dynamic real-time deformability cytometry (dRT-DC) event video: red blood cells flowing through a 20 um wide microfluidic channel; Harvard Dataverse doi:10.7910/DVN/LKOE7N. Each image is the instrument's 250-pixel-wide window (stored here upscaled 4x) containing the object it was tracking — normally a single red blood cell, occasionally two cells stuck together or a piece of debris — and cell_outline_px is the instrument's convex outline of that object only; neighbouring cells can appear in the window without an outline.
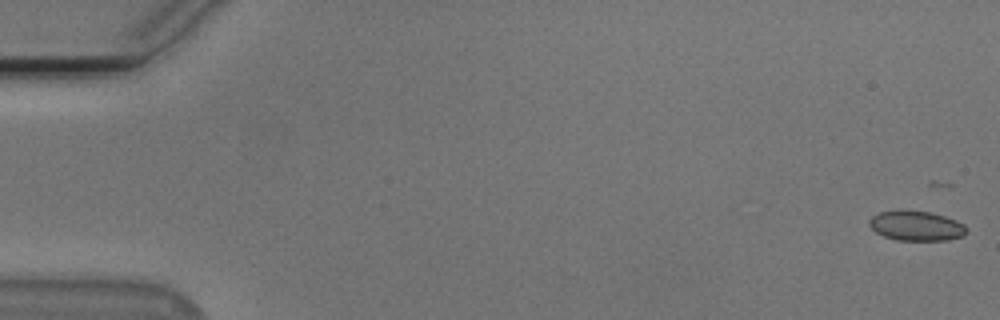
{"species": "Egyptian fruit bat (a non-hibernating species)", "species_latin": "Rousettus aegyptiacus", "temperature_condition": "cold", "stored_images_in_passage": 40, "camera_frame_rate_fps": 3000, "um_per_image_px": 0.085, "animal": {"sex": "male"}, "frame": {"image": 1, "passage_image": 1, "time_ms": 0.0, "image_size_px": [1000, 320], "cell_outline_px": [[968, 232], [964, 236], [948, 240], [896, 240], [884, 236], [876, 232], [868, 224], [868, 220], [872, 216], [880, 212], [896, 208], [908, 208], [928, 212], [944, 216], [956, 220], [964, 224]], "centroid_in_image_um": [77.86, 19.16], "position_along_channel_um": 7.1, "area_um2": 17.4}}
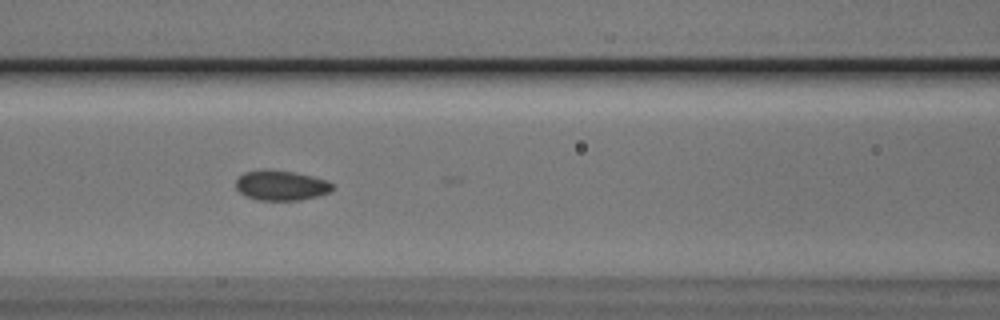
{"frame": {"image": 2, "passage_image": 24, "time_ms": 7.667, "image_size_px": [1000, 320], "cell_outline_px": [[332, 188], [328, 192], [316, 196], [300, 200], [256, 200], [240, 192], [236, 188], [236, 180], [244, 172], [264, 168], [268, 168], [292, 172], [312, 176], [328, 180], [332, 184]], "centroid_in_image_um": [23.86, 15.74], "position_along_channel_um": 142.7, "area_um2": 16.88}}
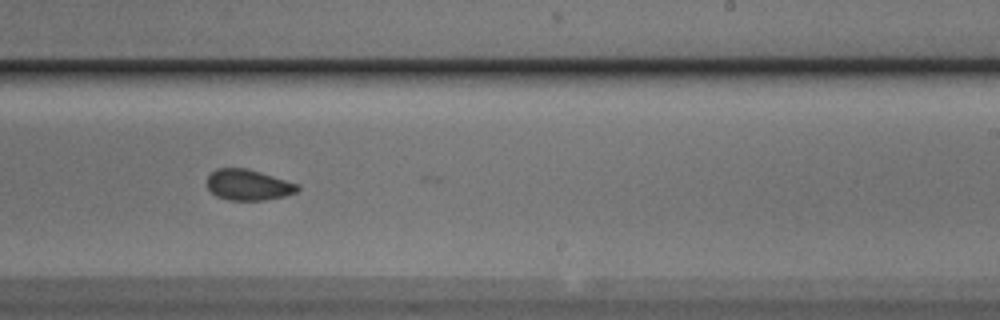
{"frame": {"image": 3, "passage_image": 34, "time_ms": 11.0, "image_size_px": [1000, 320], "cell_outline_px": [[300, 188], [296, 192], [284, 196], [264, 200], [228, 200], [216, 196], [208, 188], [208, 176], [216, 168], [244, 168], [260, 172], [296, 184]], "centroid_in_image_um": [21.07, 15.72], "position_along_channel_um": 267.9, "area_um2": 15.95}}